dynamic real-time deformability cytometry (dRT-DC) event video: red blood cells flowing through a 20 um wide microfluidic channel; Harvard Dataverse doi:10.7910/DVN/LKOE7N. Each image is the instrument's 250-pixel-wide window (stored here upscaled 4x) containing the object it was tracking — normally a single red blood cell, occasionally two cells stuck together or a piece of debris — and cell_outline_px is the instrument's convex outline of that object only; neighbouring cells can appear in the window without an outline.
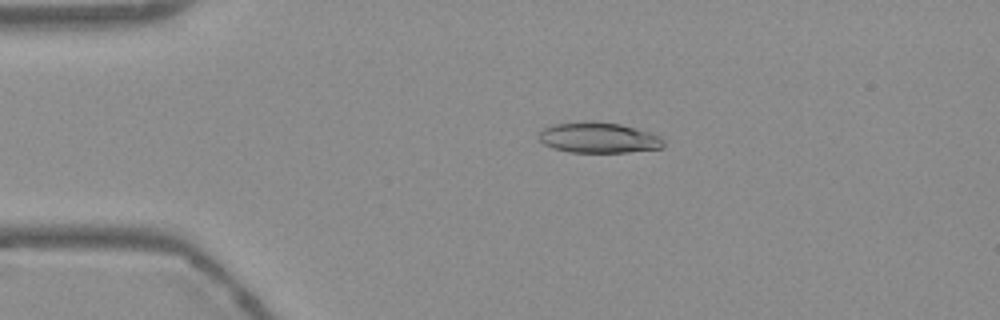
{"species": "Egyptian fruit bat (a non-hibernating species)", "species_latin": "Rousettus aegyptiacus", "temperature_condition": "warm", "stored_images_in_passage": 53, "camera_frame_rate_fps": 3000, "um_per_image_px": 0.085, "frame": {"image": 1, "passage_image": 11, "time_ms": 3.333, "image_size_px": [1000, 320], "cell_outline_px": [[664, 148], [628, 152], [568, 152], [552, 148], [544, 144], [540, 140], [540, 132], [544, 128], [552, 124], [584, 120], [592, 120], [620, 124], [636, 128], [660, 136], [664, 140]], "centroid_in_image_um": [50.88, 11.69], "position_along_channel_um": 34.1, "area_um2": 22.48}}
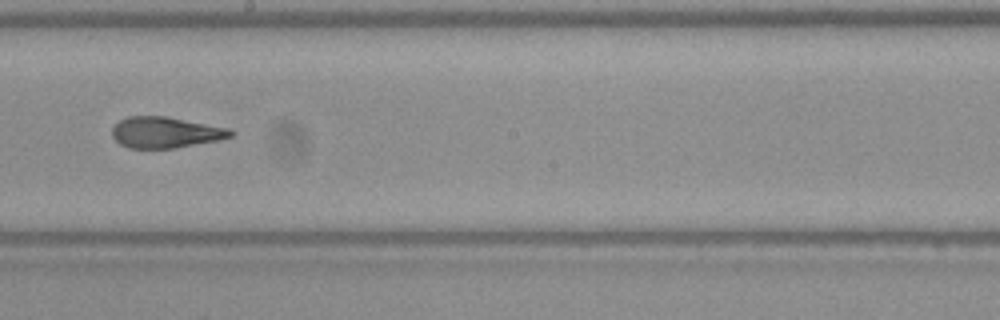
{"frame": {"image": 2, "passage_image": 30, "time_ms": 9.667, "image_size_px": [1000, 320], "cell_outline_px": [[236, 132], [232, 136], [220, 140], [172, 148], [128, 148], [120, 144], [112, 136], [112, 128], [120, 120], [128, 116], [164, 116], [228, 128]], "centroid_in_image_um": [14.06, 11.26], "position_along_channel_um": 234.1, "area_um2": 21.27}}
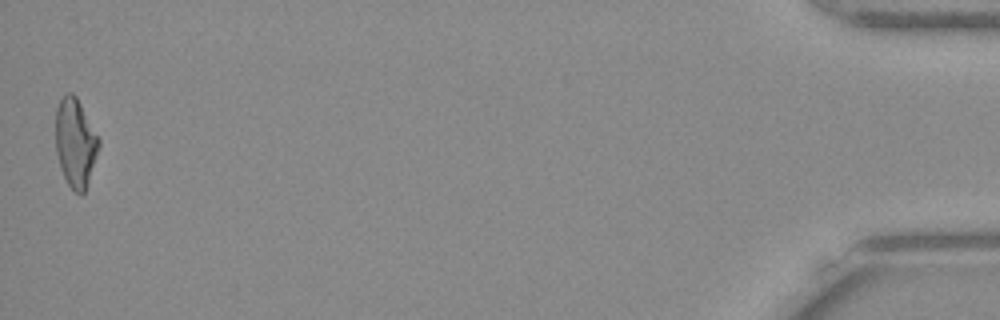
{"frame": {"image": 3, "passage_image": 53, "time_ms": 17.333, "image_size_px": [1000, 320], "cell_outline_px": [[100, 144], [84, 192], [80, 196], [68, 184], [60, 168], [56, 152], [56, 108], [60, 100], [68, 92], [72, 92], [76, 96], [100, 140]], "centroid_in_image_um": [6.39, 12.12], "position_along_channel_um": 428.8, "area_um2": 21.91}, "authors_computed_cell_mechanics": {"area_um2": 22.1374, "velocity_mm_per_s": 3.7957, "shape_relaxation_time_tau1_ms": null, "shape_relaxation_time_tau2_ms": 1.8684, "deformation_change_tau1": null, "deformation_change_tau2": 0.0922}}